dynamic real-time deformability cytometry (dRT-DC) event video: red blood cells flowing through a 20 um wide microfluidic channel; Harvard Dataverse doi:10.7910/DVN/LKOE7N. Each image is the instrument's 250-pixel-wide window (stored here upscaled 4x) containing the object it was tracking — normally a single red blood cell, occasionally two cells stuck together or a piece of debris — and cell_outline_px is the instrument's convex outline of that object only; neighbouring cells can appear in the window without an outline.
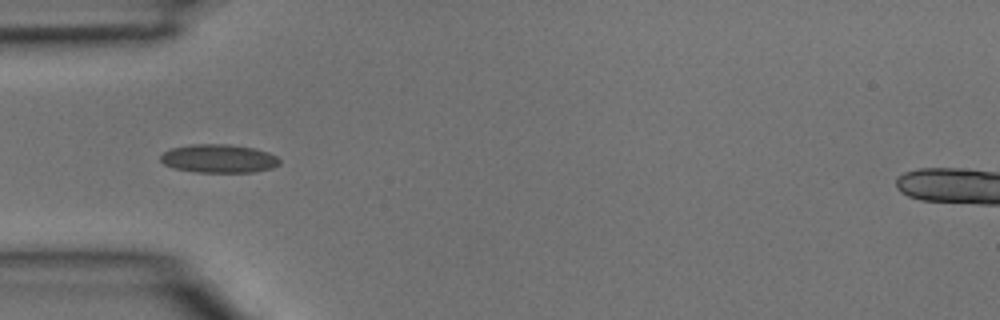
{"species": "common noctule bat (a hibernating species)", "species_latin": "Nyctalus noctula", "temperature_condition": "room temperature", "stored_images_in_passage": 3, "camera_frame_rate_fps": 3000, "um_per_image_px": 0.085, "animal": {"sex": "male", "body_mass_g": 15.6}, "frame": {"image": 1, "passage_image": 3, "time_ms": 0.667, "image_size_px": [1000, 320], "cell_outline_px": [[280, 164], [272, 168], [256, 172], [196, 172], [172, 168], [164, 164], [160, 160], [160, 156], [164, 152], [172, 148], [192, 144], [228, 144], [256, 148], [268, 152], [276, 156], [280, 160]], "centroid_in_image_um": [18.61, 13.48], "position_along_channel_um": 66.4, "area_um2": 19.88}}